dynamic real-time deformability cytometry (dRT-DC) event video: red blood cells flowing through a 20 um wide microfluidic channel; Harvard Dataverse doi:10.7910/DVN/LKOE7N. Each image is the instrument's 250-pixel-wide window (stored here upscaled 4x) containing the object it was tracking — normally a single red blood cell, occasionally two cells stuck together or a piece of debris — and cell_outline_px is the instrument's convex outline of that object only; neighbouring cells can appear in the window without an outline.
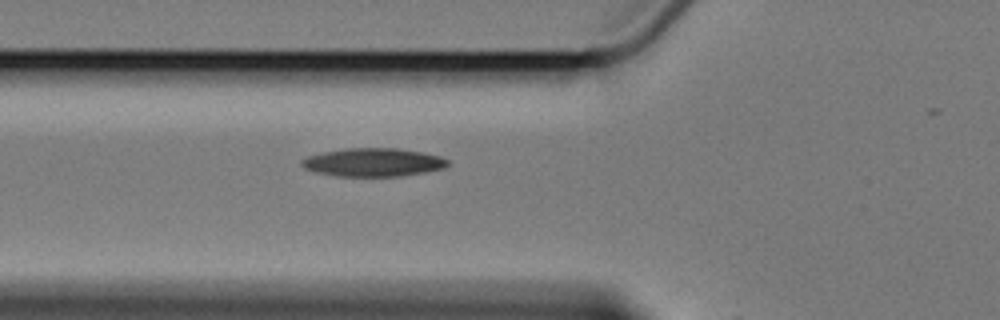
{"species": "Egyptian fruit bat (a non-hibernating species)", "species_latin": "Rousettus aegyptiacus", "temperature_condition": "cold", "stored_images_in_passage": 3, "camera_frame_rate_fps": 3000, "um_per_image_px": 0.085, "animal": {"sex": "female"}, "frame": {"image": 1, "passage_image": 3, "time_ms": 2.333, "image_size_px": [1000, 320], "cell_outline_px": [[452, 164], [444, 168], [424, 172], [400, 176], [336, 176], [316, 172], [304, 168], [300, 164], [300, 160], [308, 156], [324, 152], [348, 148], [396, 148], [424, 152], [440, 156], [448, 160]], "centroid_in_image_um": [31.75, 13.79], "position_along_channel_um": 94.1, "area_um2": 24.16}}